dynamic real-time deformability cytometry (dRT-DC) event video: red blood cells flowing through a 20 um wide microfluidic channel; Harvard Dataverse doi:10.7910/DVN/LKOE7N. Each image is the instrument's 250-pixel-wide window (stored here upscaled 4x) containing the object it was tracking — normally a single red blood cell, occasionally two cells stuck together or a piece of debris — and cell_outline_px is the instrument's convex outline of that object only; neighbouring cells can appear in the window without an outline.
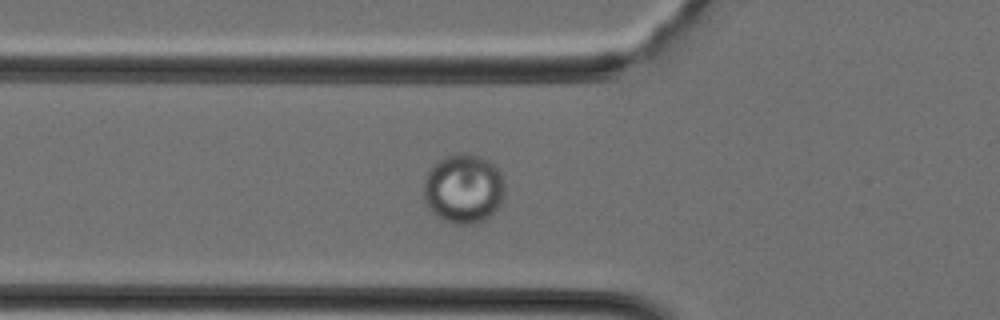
{"species": "Egyptian fruit bat (a non-hibernating species)", "species_latin": "Rousettus aegyptiacus", "temperature_condition": "cold", "stored_images_in_passage": 25, "camera_frame_rate_fps": 3000, "um_per_image_px": 0.085, "animal": {"sex": "female"}, "frame": {"image": 1, "passage_image": 2, "time_ms": 0.333, "image_size_px": [1000, 320], "cell_outline_px": [[504, 200], [500, 208], [492, 216], [476, 224], [452, 224], [436, 216], [424, 204], [424, 176], [428, 168], [444, 156], [460, 152], [464, 152], [480, 156], [488, 160], [500, 172], [504, 184]], "centroid_in_image_um": [39.39, 16.05], "position_along_channel_um": 86.4, "area_um2": 33.7}}
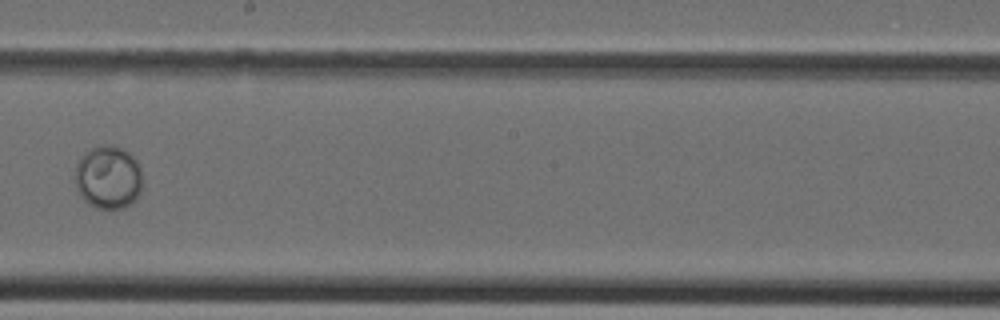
{"frame": {"image": 2, "passage_image": 11, "time_ms": 3.333, "image_size_px": [1000, 320], "cell_outline_px": [[140, 192], [136, 200], [124, 208], [96, 208], [88, 204], [80, 196], [76, 188], [76, 164], [80, 156], [84, 152], [92, 148], [108, 144], [112, 144], [124, 148], [136, 160], [140, 168]], "centroid_in_image_um": [9.18, 15.06], "position_along_channel_um": 239.0, "area_um2": 24.91}}
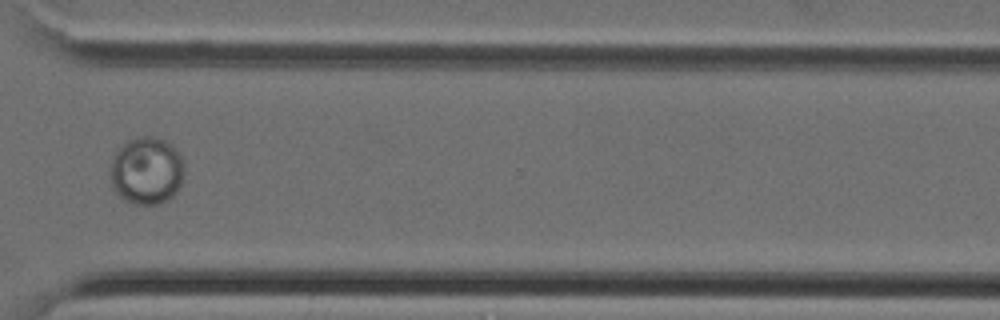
{"frame": {"image": 3, "passage_image": 18, "time_ms": 5.667, "image_size_px": [1000, 320], "cell_outline_px": [[184, 176], [176, 192], [168, 200], [160, 204], [132, 204], [124, 200], [116, 192], [112, 184], [112, 160], [116, 152], [128, 140], [136, 136], [152, 136], [164, 140], [172, 144], [176, 148], [184, 164]], "centroid_in_image_um": [12.5, 14.51], "position_along_channel_um": 358.1, "area_um2": 29.07}}